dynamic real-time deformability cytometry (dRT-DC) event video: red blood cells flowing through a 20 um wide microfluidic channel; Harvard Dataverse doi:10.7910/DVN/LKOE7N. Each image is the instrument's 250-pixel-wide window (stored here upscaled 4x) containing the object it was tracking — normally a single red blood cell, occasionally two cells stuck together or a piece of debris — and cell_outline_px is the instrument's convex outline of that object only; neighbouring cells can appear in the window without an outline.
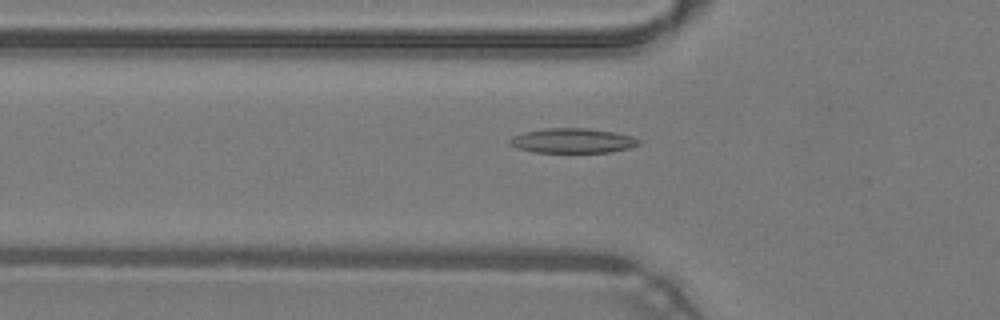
{"species": "common noctule bat (a hibernating species)", "species_latin": "Nyctalus noctula", "temperature_condition": "warm", "stored_images_in_passage": 46, "camera_frame_rate_fps": 3000, "um_per_image_px": 0.085, "animal": {"sex": "male", "body_mass_g": 19.2, "forearm_length_mm": 51.8}, "frame": {"image": 1, "passage_image": 14, "time_ms": 4.333, "image_size_px": [1000, 320], "cell_outline_px": [[640, 144], [628, 148], [612, 152], [532, 152], [516, 148], [508, 144], [508, 140], [512, 136], [524, 132], [544, 128], [588, 128], [612, 132], [632, 136], [640, 140]], "centroid_in_image_um": [48.62, 11.96], "position_along_channel_um": 77.2, "area_um2": 18.67}}
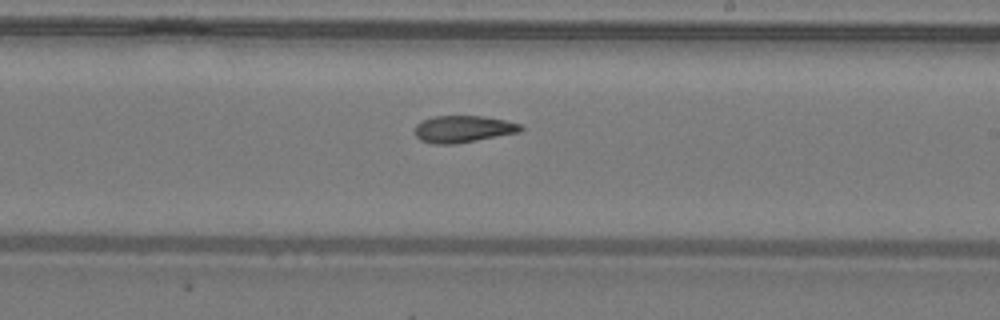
{"frame": {"image": 2, "passage_image": 26, "time_ms": 8.333, "image_size_px": [1000, 320], "cell_outline_px": [[524, 128], [520, 132], [456, 144], [432, 144], [420, 140], [416, 136], [416, 124], [420, 120], [432, 116], [484, 116], [504, 120], [520, 124]], "centroid_in_image_um": [39.34, 10.96], "position_along_channel_um": 249.7, "area_um2": 16.7}}
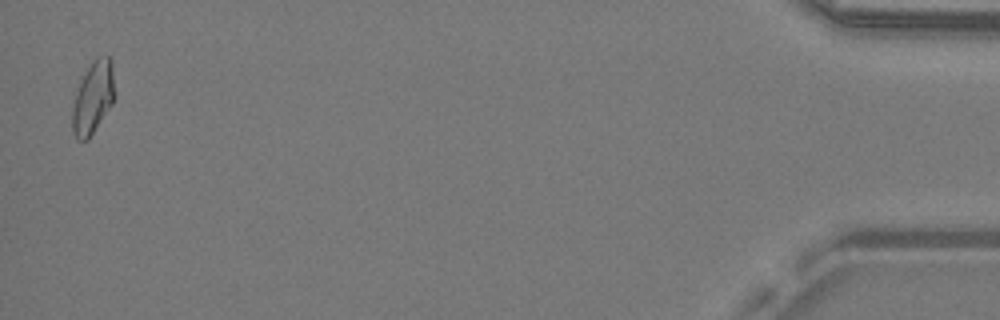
{"frame": {"image": 3, "passage_image": 45, "time_ms": 14.667, "image_size_px": [1000, 320], "cell_outline_px": [[112, 104], [88, 140], [76, 140], [72, 132], [72, 108], [76, 92], [84, 72], [92, 60], [96, 56], [108, 56], [112, 64]], "centroid_in_image_um": [7.85, 8.32], "position_along_channel_um": 427.3, "area_um2": 17.51}, "authors_computed_cell_mechanics": {"area_um2": 17.3978, "velocity_mm_per_s": 4.2969, "shape_relaxation_time_tau1_ms": 10.6347, "shape_relaxation_time_tau2_ms": 10.1542, "deformation_change_tau1": 0.2367, "deformation_change_tau2": 0.1828}}